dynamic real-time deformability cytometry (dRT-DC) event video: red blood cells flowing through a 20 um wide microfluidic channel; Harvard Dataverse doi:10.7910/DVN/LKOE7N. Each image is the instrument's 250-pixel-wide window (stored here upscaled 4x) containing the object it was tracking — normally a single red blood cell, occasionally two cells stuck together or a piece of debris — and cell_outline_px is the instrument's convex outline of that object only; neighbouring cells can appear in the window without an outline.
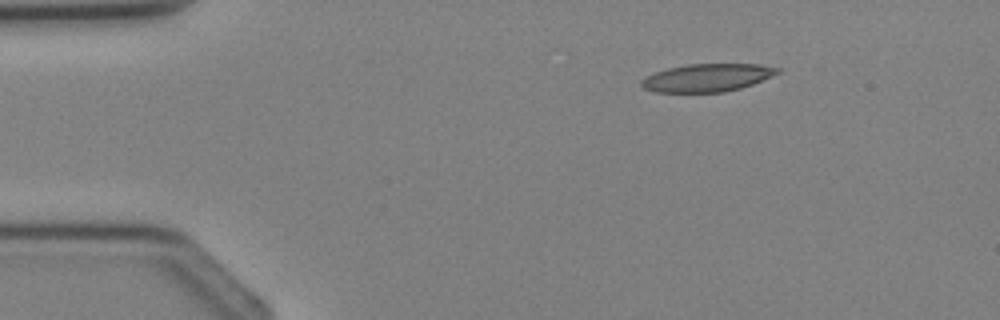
{"species": "Egyptian fruit bat (a non-hibernating species)", "species_latin": "Rousettus aegyptiacus", "temperature_condition": "cold", "stored_images_in_passage": 2, "camera_frame_rate_fps": 3000, "um_per_image_px": 0.085, "animal": {"sex": "female"}, "frame": {"image": 1, "passage_image": 1, "time_ms": 0.0, "image_size_px": [1000, 320], "cell_outline_px": [[780, 72], [752, 84], [740, 88], [724, 92], [656, 92], [644, 88], [640, 84], [640, 80], [656, 72], [668, 68], [688, 64], [760, 64], [780, 68]], "centroid_in_image_um": [60.11, 6.6], "position_along_channel_um": 24.9, "area_um2": 21.91}}